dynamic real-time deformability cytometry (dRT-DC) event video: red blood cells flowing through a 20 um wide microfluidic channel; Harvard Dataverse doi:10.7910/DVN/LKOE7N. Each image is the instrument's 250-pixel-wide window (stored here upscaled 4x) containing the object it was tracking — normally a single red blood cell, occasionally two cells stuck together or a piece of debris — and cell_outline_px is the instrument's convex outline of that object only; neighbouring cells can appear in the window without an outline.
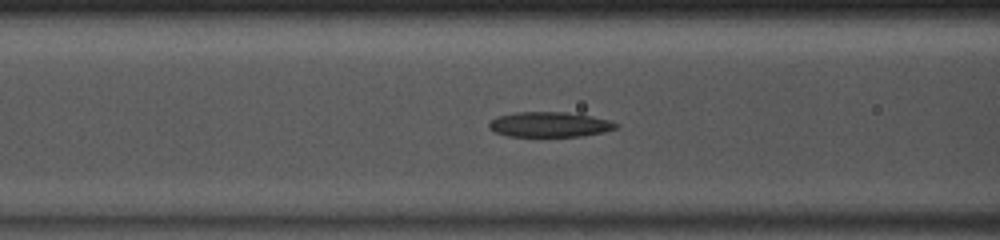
{"species": "common noctule bat (a hibernating species)", "species_latin": "Nyctalus noctula", "temperature_condition": "room temperature", "stored_images_in_passage": 39, "camera_frame_rate_fps": 3000, "um_per_image_px": 0.085, "animal": {"sex": "male", "body_mass_g": 13.0, "forearm_length_mm": 53.1}, "frame": {"image": 1, "passage_image": 10, "time_ms": 3.0, "image_size_px": [1000, 240], "cell_outline_px": [[620, 124], [616, 128], [604, 132], [584, 136], [508, 136], [496, 132], [488, 128], [488, 124], [496, 116], [516, 112], [564, 112], [612, 120]], "centroid_in_image_um": [46.72, 10.58], "position_along_channel_um": 119.9, "area_um2": 18.55}}
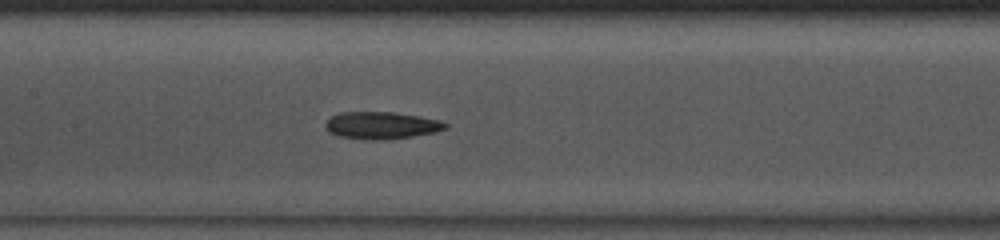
{"frame": {"image": 2, "passage_image": 14, "time_ms": 4.333, "image_size_px": [1000, 240], "cell_outline_px": [[448, 128], [436, 132], [412, 136], [384, 140], [372, 140], [340, 136], [328, 132], [324, 128], [324, 124], [332, 116], [340, 112], [392, 112], [420, 116], [440, 120], [448, 124]], "centroid_in_image_um": [32.43, 10.65], "position_along_channel_um": 175.0, "area_um2": 19.07}}
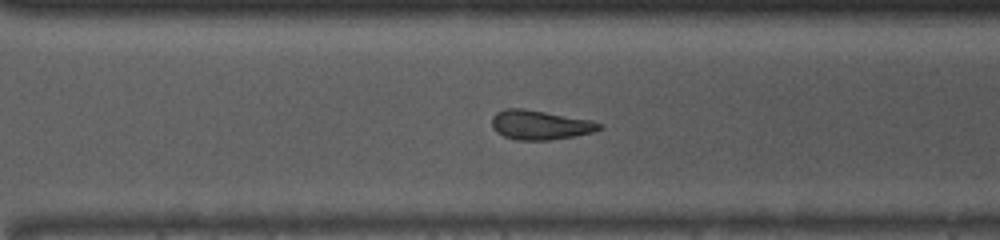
{"frame": {"image": 3, "passage_image": 25, "time_ms": 8.0, "image_size_px": [1000, 240], "cell_outline_px": [[604, 128], [592, 132], [572, 136], [548, 140], [516, 140], [504, 136], [496, 132], [492, 128], [492, 116], [496, 112], [504, 108], [524, 108], [592, 120], [604, 124]], "centroid_in_image_um": [45.9, 10.61], "position_along_channel_um": 324.7, "area_um2": 18.55}}